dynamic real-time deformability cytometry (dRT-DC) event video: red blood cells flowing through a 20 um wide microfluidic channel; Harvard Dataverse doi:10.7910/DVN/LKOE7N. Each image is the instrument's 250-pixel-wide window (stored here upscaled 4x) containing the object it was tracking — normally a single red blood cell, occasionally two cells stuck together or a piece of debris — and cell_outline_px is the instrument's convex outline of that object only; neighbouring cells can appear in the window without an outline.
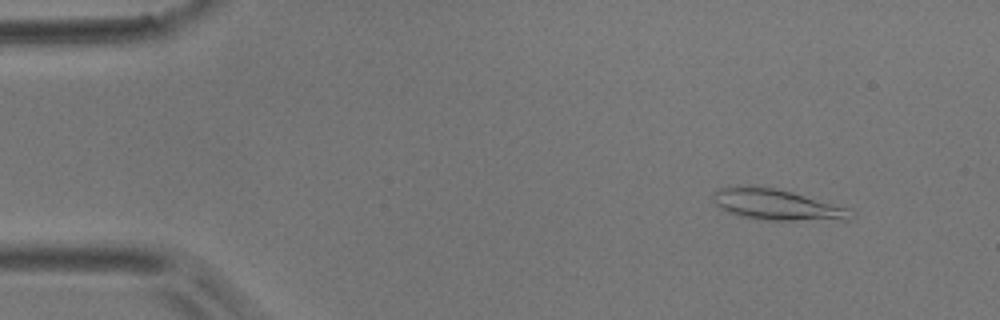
{"species": "common noctule bat (a hibernating species)", "species_latin": "Nyctalus noctula", "temperature_condition": "room temperature", "stored_images_in_passage": 53, "camera_frame_rate_fps": 3000, "um_per_image_px": 0.085, "animal": {"sex": "male", "body_mass_g": 17.9}, "frame": {"image": 1, "passage_image": 5, "time_ms": 1.333, "image_size_px": [1000, 320], "cell_outline_px": [[856, 212], [852, 220], [768, 220], [744, 216], [728, 212], [720, 208], [712, 200], [712, 192], [720, 188], [740, 184], [748, 184], [776, 188], [792, 192], [848, 208]], "centroid_in_image_um": [66.02, 17.37], "position_along_channel_um": 19.0, "area_um2": 25.09}}
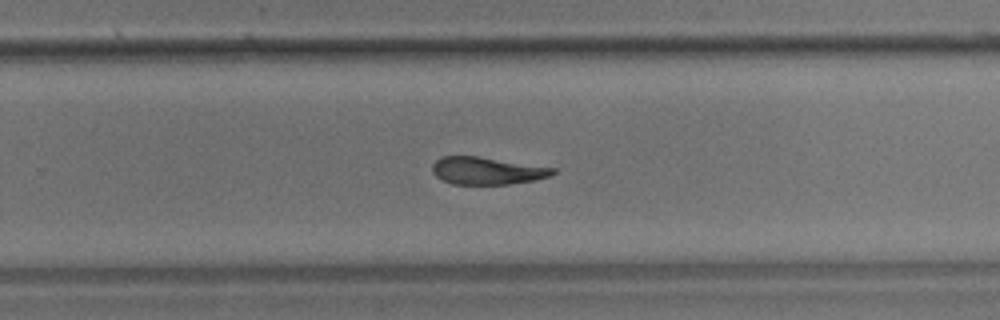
{"frame": {"image": 2, "passage_image": 34, "time_ms": 11.0, "image_size_px": [1000, 320], "cell_outline_px": [[556, 172], [548, 176], [536, 180], [508, 184], [452, 184], [436, 176], [432, 172], [432, 164], [440, 156], [476, 156], [556, 168]], "centroid_in_image_um": [41.37, 14.51], "position_along_channel_um": 288.4, "area_um2": 19.13}}
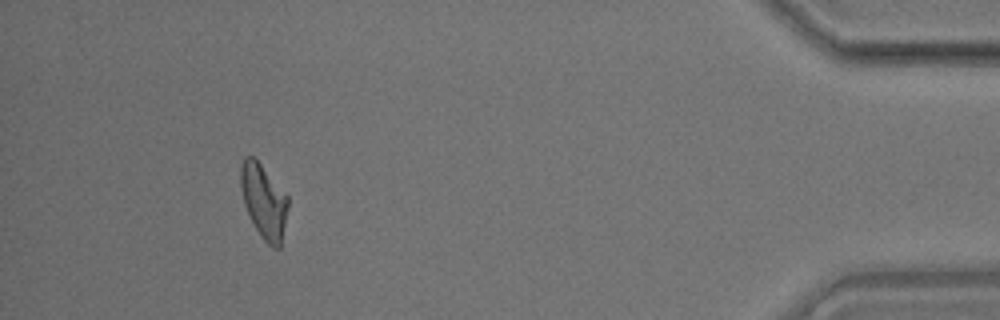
{"frame": {"image": 3, "passage_image": 49, "time_ms": 16.0, "image_size_px": [1000, 320], "cell_outline_px": [[288, 208], [280, 248], [272, 248], [264, 240], [256, 228], [244, 204], [240, 188], [240, 168], [244, 156], [252, 156], [260, 164], [288, 196]], "centroid_in_image_um": [22.42, 17.1], "position_along_channel_um": 412.8, "area_um2": 20.17}, "authors_computed_cell_mechanics": {"area_um2": 20.7502, "velocity_mm_per_s": 3.7083, "shape_relaxation_time_tau1_ms": 8.2281, "shape_relaxation_time_tau2_ms": 7.6221, "deformation_change_tau1": 0.2203, "deformation_change_tau2": 0.1649}}